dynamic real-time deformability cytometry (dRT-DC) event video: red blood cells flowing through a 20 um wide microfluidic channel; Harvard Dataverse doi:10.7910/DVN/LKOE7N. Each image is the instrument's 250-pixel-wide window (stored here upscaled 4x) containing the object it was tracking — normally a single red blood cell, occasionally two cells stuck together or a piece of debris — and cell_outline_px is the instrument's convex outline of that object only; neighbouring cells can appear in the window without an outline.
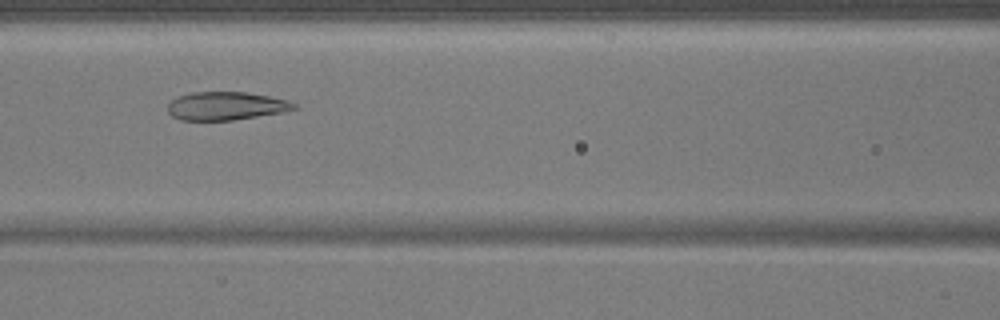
{"species": "common noctule bat (a hibernating species)", "species_latin": "Nyctalus noctula", "temperature_condition": "warm", "stored_images_in_passage": 48, "camera_frame_rate_fps": 3000, "um_per_image_px": 0.085, "animal": {"sex": "male", "body_mass_g": 17.9}, "frame": {"image": 1, "passage_image": 20, "time_ms": 6.333, "image_size_px": [1000, 320], "cell_outline_px": [[300, 108], [284, 112], [232, 120], [180, 120], [172, 116], [168, 112], [168, 104], [176, 96], [192, 92], [244, 92], [268, 96], [284, 100], [296, 104]], "centroid_in_image_um": [19.19, 9.01], "position_along_channel_um": 147.4, "area_um2": 20.75}}
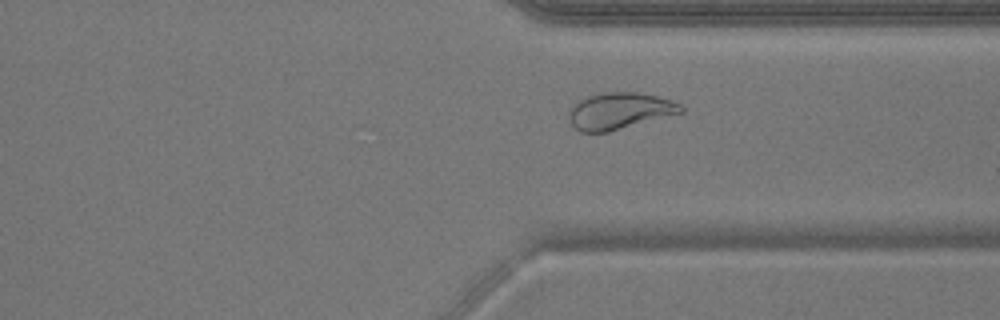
{"frame": {"image": 2, "passage_image": 36, "time_ms": 11.667, "image_size_px": [1000, 320], "cell_outline_px": [[684, 112], [608, 132], [580, 132], [572, 124], [568, 116], [568, 112], [572, 104], [576, 100], [588, 96], [604, 92], [640, 92], [656, 96], [680, 104], [684, 108]], "centroid_in_image_um": [52.62, 9.42], "position_along_channel_um": 358.8, "area_um2": 23.93}}
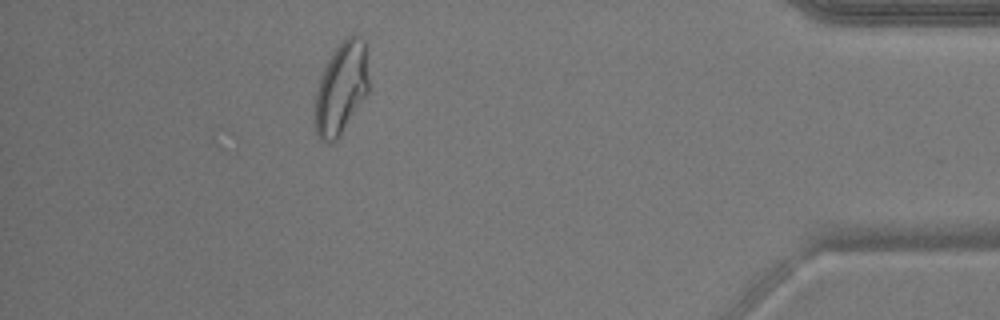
{"frame": {"image": 3, "passage_image": 43, "time_ms": 14.0, "image_size_px": [1000, 320], "cell_outline_px": [[368, 92], [340, 136], [336, 140], [320, 140], [316, 136], [316, 92], [324, 68], [332, 52], [344, 36], [352, 32], [356, 32], [364, 40], [368, 76]], "centroid_in_image_um": [29.03, 7.42], "position_along_channel_um": 406.2, "area_um2": 28.67}}